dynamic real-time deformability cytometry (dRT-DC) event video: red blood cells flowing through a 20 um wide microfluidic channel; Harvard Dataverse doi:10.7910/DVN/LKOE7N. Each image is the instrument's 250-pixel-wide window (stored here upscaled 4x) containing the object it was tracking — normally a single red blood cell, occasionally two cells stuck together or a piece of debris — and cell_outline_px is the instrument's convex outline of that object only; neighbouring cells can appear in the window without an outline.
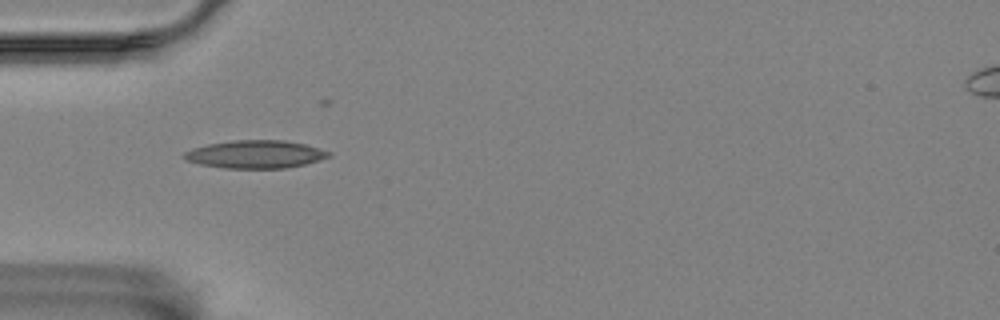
{"species": "Egyptian fruit bat (a non-hibernating species)", "species_latin": "Rousettus aegyptiacus", "temperature_condition": "room temperature", "stored_images_in_passage": 5, "camera_frame_rate_fps": 3000, "um_per_image_px": 0.085, "animal": {"sex": "female"}, "frame": {"image": 1, "passage_image": 1, "time_ms": 0.0, "image_size_px": [1000, 320], "cell_outline_px": [[332, 156], [304, 164], [288, 168], [224, 168], [200, 164], [184, 160], [184, 152], [192, 148], [208, 144], [232, 140], [284, 140], [304, 144], [332, 152]], "centroid_in_image_um": [21.7, 13.11], "position_along_channel_um": 63.3, "area_um2": 23.52}}
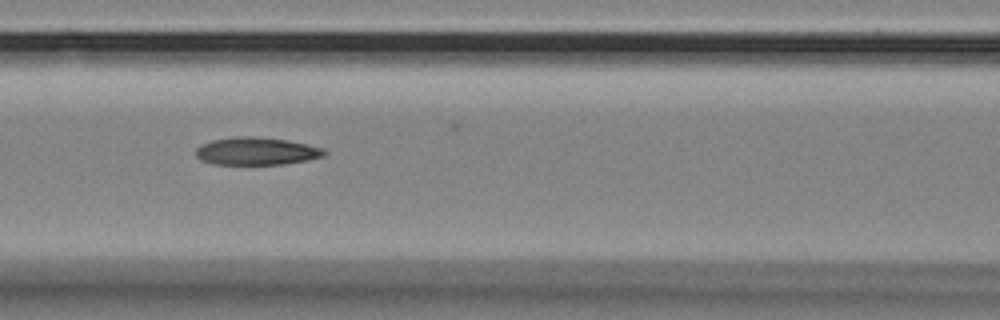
{"frame": {"image": 2, "passage_image": 3, "time_ms": 2.333, "image_size_px": [1000, 320], "cell_outline_px": [[328, 152], [324, 156], [308, 160], [284, 164], [212, 164], [200, 160], [196, 156], [196, 148], [212, 140], [236, 136], [256, 136], [288, 140], [324, 148]], "centroid_in_image_um": [21.82, 12.85], "position_along_channel_um": 144.8, "area_um2": 20.81}}
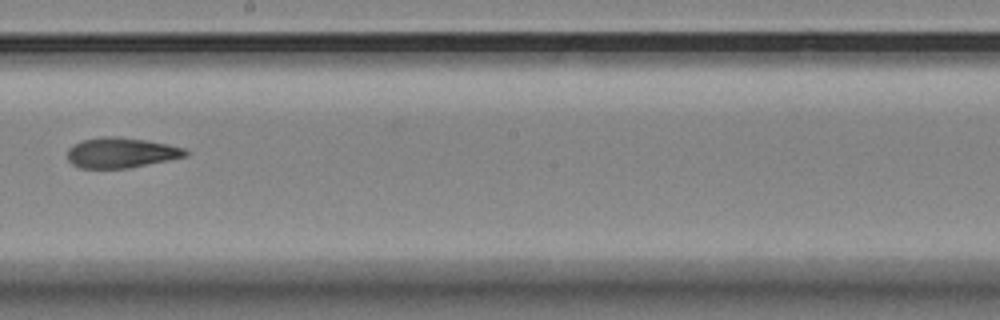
{"frame": {"image": 3, "passage_image": 5, "time_ms": 5.0, "image_size_px": [1000, 320], "cell_outline_px": [[188, 156], [128, 168], [80, 168], [72, 164], [68, 160], [68, 148], [84, 140], [104, 136], [116, 136], [144, 140], [184, 148], [188, 152]], "centroid_in_image_um": [10.28, 12.99], "position_along_channel_um": 237.9, "area_um2": 20.52}}